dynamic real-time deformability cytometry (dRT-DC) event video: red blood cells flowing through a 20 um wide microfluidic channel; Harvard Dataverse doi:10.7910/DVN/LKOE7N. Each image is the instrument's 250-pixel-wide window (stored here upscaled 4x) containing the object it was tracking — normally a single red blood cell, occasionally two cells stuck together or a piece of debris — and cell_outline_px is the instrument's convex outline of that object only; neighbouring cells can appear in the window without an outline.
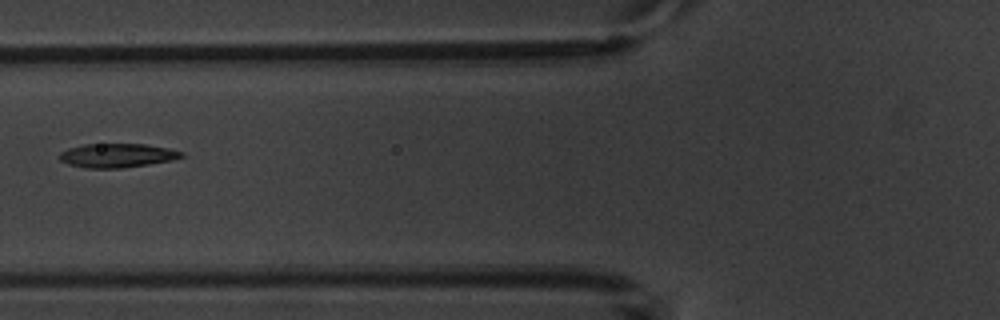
{"species": "common noctule bat (a hibernating species)", "species_latin": "Nyctalus noctula", "temperature_condition": "warm", "stored_images_in_passage": 5, "camera_frame_rate_fps": 3000, "um_per_image_px": 0.085, "animal": {"sex": "male", "body_mass_g": 20.1, "forearm_length_mm": 53.5}, "frame": {"image": 1, "passage_image": 4, "time_ms": 4.667, "image_size_px": [1000, 320], "cell_outline_px": [[184, 156], [172, 160], [148, 164], [120, 168], [84, 168], [68, 164], [60, 160], [60, 152], [68, 148], [84, 144], [144, 144], [168, 148], [184, 152]], "centroid_in_image_um": [9.95, 13.21], "position_along_channel_um": 115.9, "area_um2": 16.99}}
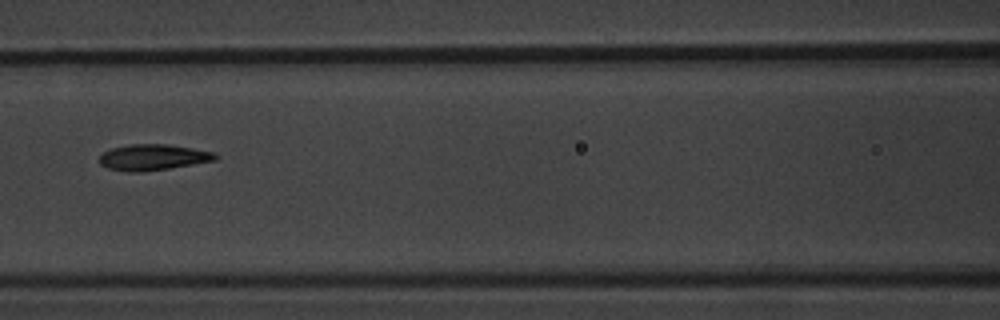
{"frame": {"image": 2, "passage_image": 5, "time_ms": 5.667, "image_size_px": [1000, 320], "cell_outline_px": [[216, 160], [168, 168], [140, 172], [128, 172], [108, 168], [100, 164], [100, 156], [104, 152], [112, 148], [128, 144], [168, 144], [192, 148], [212, 152], [216, 156]], "centroid_in_image_um": [12.96, 13.36], "position_along_channel_um": 153.6, "area_um2": 17.28}}